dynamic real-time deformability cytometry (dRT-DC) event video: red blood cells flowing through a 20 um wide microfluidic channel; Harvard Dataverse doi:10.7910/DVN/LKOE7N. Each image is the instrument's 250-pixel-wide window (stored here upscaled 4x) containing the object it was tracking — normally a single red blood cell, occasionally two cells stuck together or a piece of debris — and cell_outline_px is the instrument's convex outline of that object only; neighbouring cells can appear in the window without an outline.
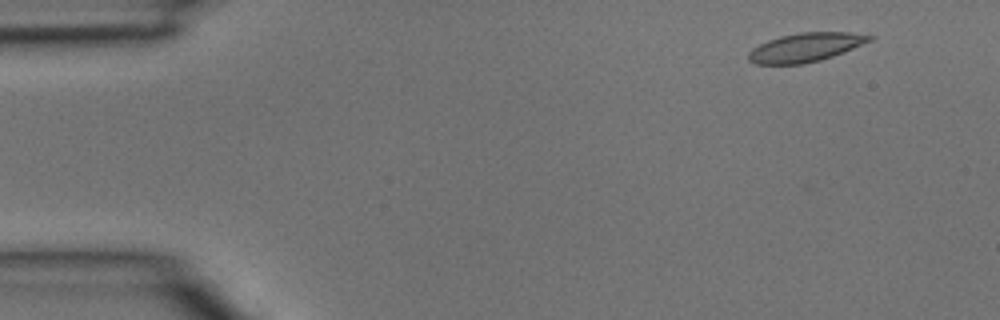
{"species": "common noctule bat (a hibernating species)", "species_latin": "Nyctalus noctula", "temperature_condition": "room temperature", "stored_images_in_passage": 4, "camera_frame_rate_fps": 3000, "um_per_image_px": 0.085, "animal": {"sex": "male", "body_mass_g": 15.6}, "frame": {"image": 1, "passage_image": 1, "time_ms": 0.0, "image_size_px": [1000, 320], "cell_outline_px": [[876, 36], [872, 40], [844, 52], [820, 60], [804, 64], [756, 64], [748, 60], [748, 52], [752, 48], [768, 40], [780, 36], [800, 32], [848, 32]], "centroid_in_image_um": [68.46, 4.02], "position_along_channel_um": 16.5, "area_um2": 20.35}}
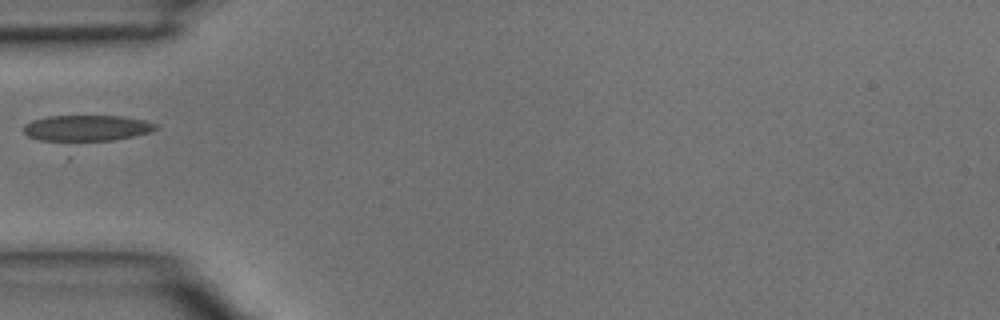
{"frame": {"image": 2, "passage_image": 4, "time_ms": 1.0, "image_size_px": [1000, 320], "cell_outline_px": [[160, 128], [152, 132], [68, 160], [28, 136], [24, 132], [24, 124], [32, 120], [48, 116], [120, 116], [144, 120], [156, 124]], "centroid_in_image_um": [7.23, 11.28], "position_along_channel_um": 77.8, "area_um2": 27.05}}